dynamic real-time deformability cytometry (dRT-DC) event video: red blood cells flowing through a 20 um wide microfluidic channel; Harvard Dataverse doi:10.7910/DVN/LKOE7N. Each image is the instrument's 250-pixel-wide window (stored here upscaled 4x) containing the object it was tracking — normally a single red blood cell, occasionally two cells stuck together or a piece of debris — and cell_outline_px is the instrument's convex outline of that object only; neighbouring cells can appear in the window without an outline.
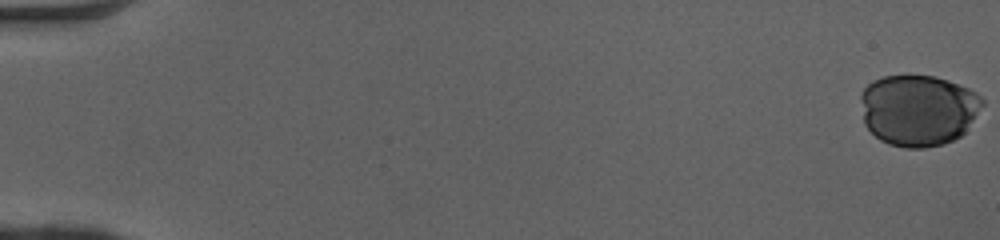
{"species": "human", "species_latin": "Homo sapiens", "temperature_condition": "cold", "stored_images_in_passage": 44, "camera_frame_rate_fps": 3000, "um_per_image_px": 0.085, "donor": {"sex": "female"}, "frame": {"image": 1, "passage_image": 1, "time_ms": 0.0, "image_size_px": [1000, 240], "cell_outline_px": [[984, 104], [964, 132], [960, 136], [944, 144], [924, 148], [904, 148], [888, 144], [880, 140], [864, 124], [860, 96], [860, 92], [872, 80], [884, 76], [932, 76], [948, 80], [968, 88], [976, 92], [984, 100]], "centroid_in_image_um": [78.04, 9.36], "position_along_channel_um": 7.0, "area_um2": 50.63}}
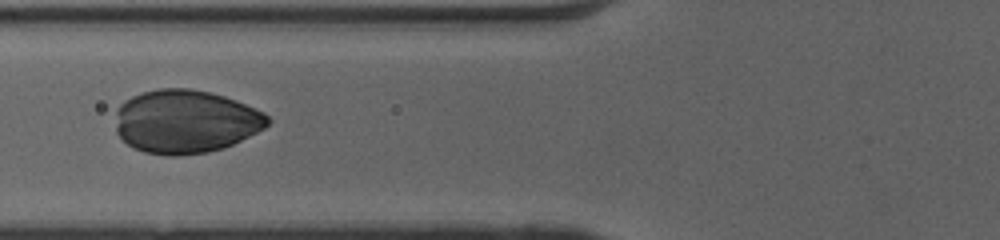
{"frame": {"image": 2, "passage_image": 22, "time_ms": 7.0, "image_size_px": [1000, 240], "cell_outline_px": [[272, 120], [264, 128], [224, 148], [208, 152], [176, 156], [168, 156], [144, 152], [132, 148], [116, 132], [116, 108], [124, 100], [132, 96], [156, 88], [188, 88], [208, 92], [224, 96], [236, 100], [264, 112]], "centroid_in_image_um": [15.75, 10.33], "position_along_channel_um": 110.1, "area_um2": 56.41}}
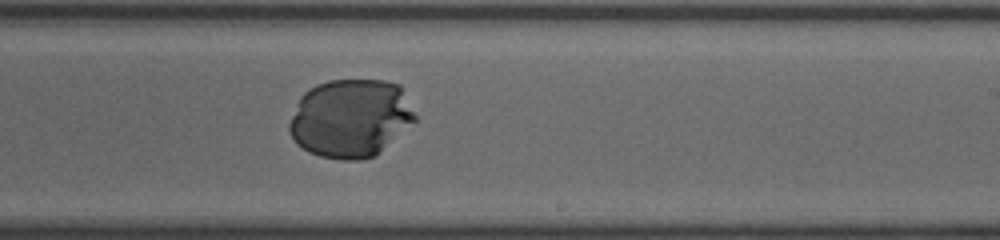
{"frame": {"image": 3, "passage_image": 33, "time_ms": 10.667, "image_size_px": [1000, 240], "cell_outline_px": [[416, 120], [376, 156], [360, 160], [340, 160], [320, 156], [308, 152], [296, 144], [288, 128], [288, 124], [300, 96], [304, 92], [316, 84], [328, 80], [384, 80], [400, 84], [416, 116]], "centroid_in_image_um": [29.79, 10.05], "position_along_channel_um": 259.2, "area_um2": 57.74}}